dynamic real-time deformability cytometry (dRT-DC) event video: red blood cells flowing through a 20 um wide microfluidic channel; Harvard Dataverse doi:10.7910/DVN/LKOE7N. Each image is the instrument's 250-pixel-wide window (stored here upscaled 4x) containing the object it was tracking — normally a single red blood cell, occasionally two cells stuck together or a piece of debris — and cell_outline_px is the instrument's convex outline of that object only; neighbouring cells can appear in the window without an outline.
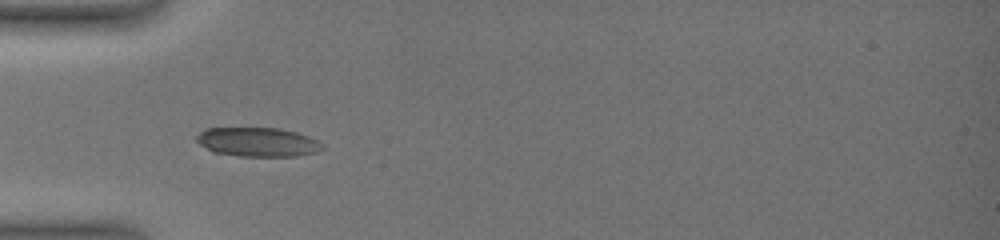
{"species": "common noctule bat (a hibernating species)", "species_latin": "Nyctalus noctula", "temperature_condition": "warm", "stored_images_in_passage": 29, "camera_frame_rate_fps": 3000, "um_per_image_px": 0.085, "animal": {"sex": "female", "body_mass_g": 19.0, "forearm_length_mm": 51.5}, "frame": {"image": 1, "passage_image": 1, "time_ms": 0.0, "image_size_px": [1000, 240], "cell_outline_px": [[324, 148], [316, 152], [296, 156], [240, 156], [212, 152], [200, 144], [196, 140], [196, 136], [200, 132], [208, 128], [280, 128], [296, 132], [308, 136], [324, 144]], "centroid_in_image_um": [21.91, 12.07], "position_along_channel_um": 63.1, "area_um2": 21.33}}
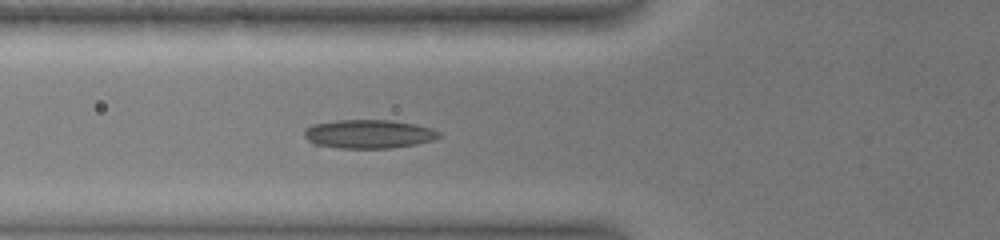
{"frame": {"image": 2, "passage_image": 7, "time_ms": 1.0, "image_size_px": [1000, 240], "cell_outline_px": [[440, 136], [432, 140], [416, 144], [392, 148], [340, 148], [312, 144], [304, 136], [304, 128], [312, 124], [336, 120], [388, 120], [416, 124], [432, 128], [440, 132]], "centroid_in_image_um": [31.31, 11.39], "position_along_channel_um": 94.5, "area_um2": 22.66}}
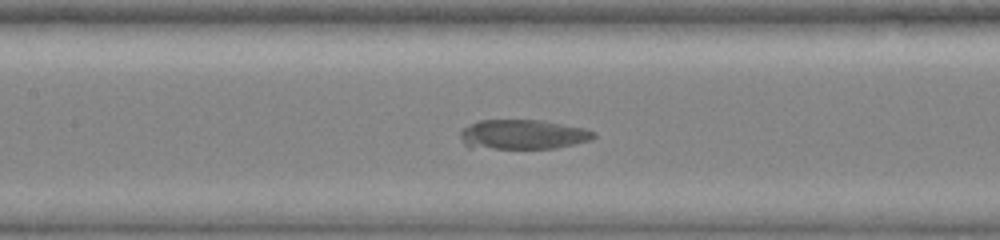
{"frame": {"image": 3, "passage_image": 23, "time_ms": 3.0, "image_size_px": [1000, 240], "cell_outline_px": [[596, 136], [592, 140], [576, 144], [556, 148], [468, 148], [464, 144], [460, 136], [460, 132], [464, 128], [480, 120], [544, 120], [584, 128], [596, 132]], "centroid_in_image_um": [44.48, 11.43], "position_along_channel_um": 162.9, "area_um2": 23.18}}